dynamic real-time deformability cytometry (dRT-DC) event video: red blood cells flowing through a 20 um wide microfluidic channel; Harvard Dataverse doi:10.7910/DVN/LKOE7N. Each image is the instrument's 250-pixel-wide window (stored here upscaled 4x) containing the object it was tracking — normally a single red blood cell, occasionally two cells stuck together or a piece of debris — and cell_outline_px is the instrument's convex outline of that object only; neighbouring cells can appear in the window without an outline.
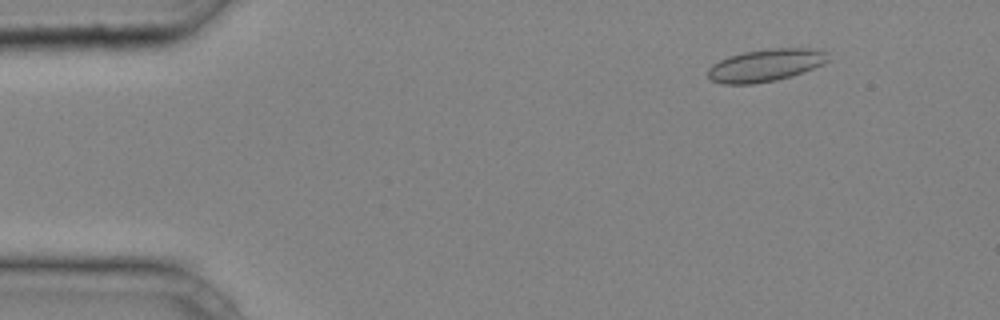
{"species": "common noctule bat (a hibernating species)", "species_latin": "Nyctalus noctula", "temperature_condition": "cold", "stored_images_in_passage": 38, "camera_frame_rate_fps": 3000, "um_per_image_px": 0.085, "animal": {"sex": "male", "body_mass_g": 20.4}, "frame": {"image": 1, "passage_image": 5, "time_ms": 1.333, "image_size_px": [1000, 320], "cell_outline_px": [[828, 60], [824, 64], [804, 72], [792, 76], [776, 80], [752, 84], [724, 84], [712, 80], [708, 76], [708, 68], [712, 64], [728, 56], [744, 52], [768, 48], [808, 48], [824, 52]], "centroid_in_image_um": [65.04, 5.55], "position_along_channel_um": 20.0, "area_um2": 22.6}}
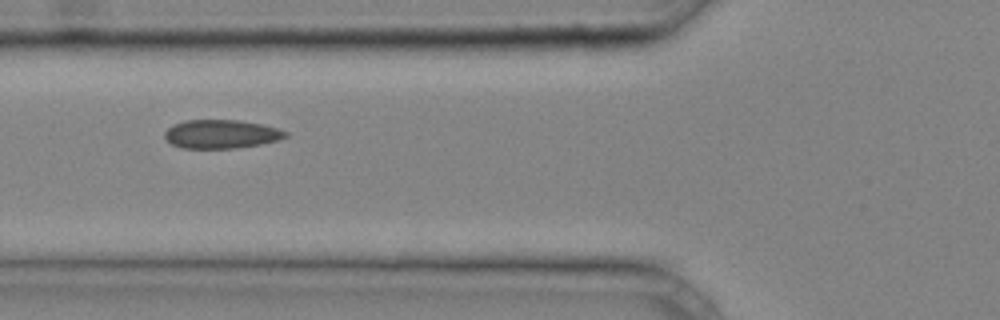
{"frame": {"image": 2, "passage_image": 16, "time_ms": 5.0, "image_size_px": [1000, 320], "cell_outline_px": [[288, 136], [280, 140], [260, 144], [236, 148], [180, 148], [172, 144], [164, 136], [164, 132], [172, 124], [184, 120], [240, 120], [260, 124], [276, 128], [288, 132]], "centroid_in_image_um": [18.79, 11.39], "position_along_channel_um": 107.0, "area_um2": 20.23}}
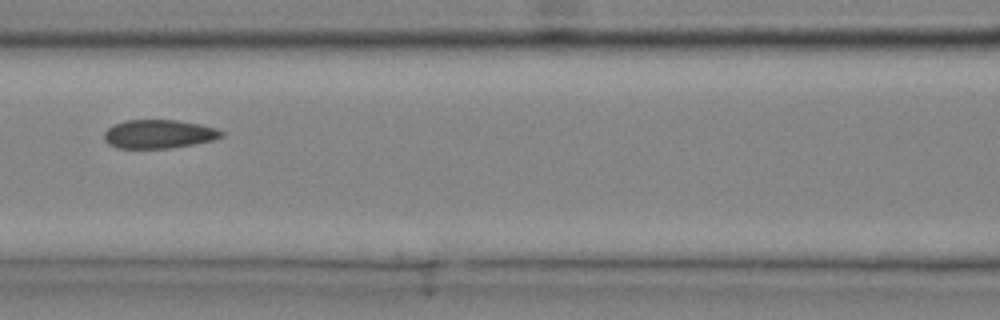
{"frame": {"image": 3, "passage_image": 19, "time_ms": 6.0, "image_size_px": [1000, 320], "cell_outline_px": [[224, 136], [212, 140], [192, 144], [168, 148], [116, 148], [108, 144], [104, 140], [104, 132], [112, 124], [124, 120], [176, 120], [200, 124], [216, 128], [224, 132]], "centroid_in_image_um": [13.46, 11.39], "position_along_channel_um": 153.1, "area_um2": 19.65}}